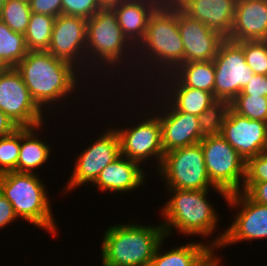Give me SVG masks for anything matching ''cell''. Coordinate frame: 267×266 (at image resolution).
I'll use <instances>...</instances> for the list:
<instances>
[{"label":"cell","mask_w":267,"mask_h":266,"mask_svg":"<svg viewBox=\"0 0 267 266\" xmlns=\"http://www.w3.org/2000/svg\"><path fill=\"white\" fill-rule=\"evenodd\" d=\"M135 51L137 63L133 70L137 69L140 72V74L137 73L138 75L135 74L138 76L135 81L139 79L140 82V79L144 78V82H148L146 80L149 78L151 85L152 80L155 82L157 76L162 77L172 73L184 63V45L178 28V6L172 0H166L150 15L145 37ZM140 59L141 61H139ZM140 65H142L141 70H139ZM147 65L148 70L146 69ZM146 75L150 77H144Z\"/></svg>","instance_id":"obj_1"},{"label":"cell","mask_w":267,"mask_h":266,"mask_svg":"<svg viewBox=\"0 0 267 266\" xmlns=\"http://www.w3.org/2000/svg\"><path fill=\"white\" fill-rule=\"evenodd\" d=\"M15 69L22 76L31 98L43 111L49 106L48 111H51L56 103L71 98L70 95L78 92L82 85L77 76L84 77L82 71L79 72L71 63L54 57L48 51H28Z\"/></svg>","instance_id":"obj_2"},{"label":"cell","mask_w":267,"mask_h":266,"mask_svg":"<svg viewBox=\"0 0 267 266\" xmlns=\"http://www.w3.org/2000/svg\"><path fill=\"white\" fill-rule=\"evenodd\" d=\"M134 49L136 48L123 35L122 30L118 25L116 14L111 7H102L98 12H96L91 18L87 20V71L90 69V71H92V68L94 67V75L100 76L97 69L100 70L102 67L101 71L104 70V75L106 73L108 74H106V77L104 76V78H109L111 77L110 75L116 73L115 70H112L114 67V69H116V71H118L119 73L120 71L123 72L124 70L126 76H130L129 74L134 75L133 73L137 72L136 70H134L135 72L132 71V67H135L134 65L136 64V51ZM89 65H92V68ZM122 66L124 67L123 70ZM130 67L131 69H129ZM109 70L111 72L110 75L108 73ZM125 70L128 71V74H126ZM95 71H97L98 73ZM129 71L131 73H129Z\"/></svg>","instance_id":"obj_3"},{"label":"cell","mask_w":267,"mask_h":266,"mask_svg":"<svg viewBox=\"0 0 267 266\" xmlns=\"http://www.w3.org/2000/svg\"><path fill=\"white\" fill-rule=\"evenodd\" d=\"M156 225L132 221L106 228L101 243L102 265L149 266L158 245L166 237L163 226Z\"/></svg>","instance_id":"obj_4"},{"label":"cell","mask_w":267,"mask_h":266,"mask_svg":"<svg viewBox=\"0 0 267 266\" xmlns=\"http://www.w3.org/2000/svg\"><path fill=\"white\" fill-rule=\"evenodd\" d=\"M209 191L167 189L172 196L161 208L164 221L160 222L166 237L171 236L172 230L188 237L213 235L219 216L209 200Z\"/></svg>","instance_id":"obj_5"},{"label":"cell","mask_w":267,"mask_h":266,"mask_svg":"<svg viewBox=\"0 0 267 266\" xmlns=\"http://www.w3.org/2000/svg\"><path fill=\"white\" fill-rule=\"evenodd\" d=\"M36 173L10 171L0 174V193L11 203L18 217L56 235L48 191Z\"/></svg>","instance_id":"obj_6"},{"label":"cell","mask_w":267,"mask_h":266,"mask_svg":"<svg viewBox=\"0 0 267 266\" xmlns=\"http://www.w3.org/2000/svg\"><path fill=\"white\" fill-rule=\"evenodd\" d=\"M157 169L161 180L166 183L165 189L204 190L211 187L224 200L228 197L224 190L216 188L209 180L200 143L164 153Z\"/></svg>","instance_id":"obj_7"},{"label":"cell","mask_w":267,"mask_h":266,"mask_svg":"<svg viewBox=\"0 0 267 266\" xmlns=\"http://www.w3.org/2000/svg\"><path fill=\"white\" fill-rule=\"evenodd\" d=\"M209 180L227 194L239 192L242 189L246 161L221 136H208L200 141Z\"/></svg>","instance_id":"obj_8"},{"label":"cell","mask_w":267,"mask_h":266,"mask_svg":"<svg viewBox=\"0 0 267 266\" xmlns=\"http://www.w3.org/2000/svg\"><path fill=\"white\" fill-rule=\"evenodd\" d=\"M226 202L237 214L223 233L208 242L211 247L224 248L242 241L267 238V205L256 203L242 191L228 194Z\"/></svg>","instance_id":"obj_9"},{"label":"cell","mask_w":267,"mask_h":266,"mask_svg":"<svg viewBox=\"0 0 267 266\" xmlns=\"http://www.w3.org/2000/svg\"><path fill=\"white\" fill-rule=\"evenodd\" d=\"M213 62L214 97L231 103L253 78L254 72L246 63L243 49L236 42L227 39L220 44Z\"/></svg>","instance_id":"obj_10"},{"label":"cell","mask_w":267,"mask_h":266,"mask_svg":"<svg viewBox=\"0 0 267 266\" xmlns=\"http://www.w3.org/2000/svg\"><path fill=\"white\" fill-rule=\"evenodd\" d=\"M0 110L18 128H32L44 124V111L31 98L22 76L15 68L0 75Z\"/></svg>","instance_id":"obj_11"},{"label":"cell","mask_w":267,"mask_h":266,"mask_svg":"<svg viewBox=\"0 0 267 266\" xmlns=\"http://www.w3.org/2000/svg\"><path fill=\"white\" fill-rule=\"evenodd\" d=\"M83 152L77 155L74 170L71 173L66 193L82 185L93 184L100 172L110 163L114 162L120 155V140L114 127L98 135Z\"/></svg>","instance_id":"obj_12"},{"label":"cell","mask_w":267,"mask_h":266,"mask_svg":"<svg viewBox=\"0 0 267 266\" xmlns=\"http://www.w3.org/2000/svg\"><path fill=\"white\" fill-rule=\"evenodd\" d=\"M152 111L154 113H152ZM145 114L144 120L130 127L114 129L117 131L120 140L121 155L141 165L149 158L156 160L158 168L161 165L164 150L162 147L161 124L155 110ZM153 114V115H150Z\"/></svg>","instance_id":"obj_13"},{"label":"cell","mask_w":267,"mask_h":266,"mask_svg":"<svg viewBox=\"0 0 267 266\" xmlns=\"http://www.w3.org/2000/svg\"><path fill=\"white\" fill-rule=\"evenodd\" d=\"M86 38L87 19L61 14L55 18L47 51L54 57L71 63L79 72L82 70L84 76L89 75L93 72H87ZM84 69L88 74H85Z\"/></svg>","instance_id":"obj_14"},{"label":"cell","mask_w":267,"mask_h":266,"mask_svg":"<svg viewBox=\"0 0 267 266\" xmlns=\"http://www.w3.org/2000/svg\"><path fill=\"white\" fill-rule=\"evenodd\" d=\"M221 136L247 161L267 151V123L253 120L230 108Z\"/></svg>","instance_id":"obj_15"},{"label":"cell","mask_w":267,"mask_h":266,"mask_svg":"<svg viewBox=\"0 0 267 266\" xmlns=\"http://www.w3.org/2000/svg\"><path fill=\"white\" fill-rule=\"evenodd\" d=\"M155 94L157 95L156 99L163 102L161 104L159 101L160 106L157 105V107L158 109L163 108L164 111L160 108V113L156 115L161 124L164 153L200 143L203 138L200 135L198 116L175 110L168 102L166 103V100L164 101L163 95L160 97V93L157 94V91Z\"/></svg>","instance_id":"obj_16"},{"label":"cell","mask_w":267,"mask_h":266,"mask_svg":"<svg viewBox=\"0 0 267 266\" xmlns=\"http://www.w3.org/2000/svg\"><path fill=\"white\" fill-rule=\"evenodd\" d=\"M178 28L184 45V63L213 60L226 39L218 31L189 17L179 7Z\"/></svg>","instance_id":"obj_17"},{"label":"cell","mask_w":267,"mask_h":266,"mask_svg":"<svg viewBox=\"0 0 267 266\" xmlns=\"http://www.w3.org/2000/svg\"><path fill=\"white\" fill-rule=\"evenodd\" d=\"M189 17L227 38L232 30L237 0H172Z\"/></svg>","instance_id":"obj_18"},{"label":"cell","mask_w":267,"mask_h":266,"mask_svg":"<svg viewBox=\"0 0 267 266\" xmlns=\"http://www.w3.org/2000/svg\"><path fill=\"white\" fill-rule=\"evenodd\" d=\"M226 39L267 40V0H237L232 30Z\"/></svg>","instance_id":"obj_19"},{"label":"cell","mask_w":267,"mask_h":266,"mask_svg":"<svg viewBox=\"0 0 267 266\" xmlns=\"http://www.w3.org/2000/svg\"><path fill=\"white\" fill-rule=\"evenodd\" d=\"M162 82H165V84ZM153 83H157V85L159 84V87L157 86L158 89L155 88L157 93L166 95V97L163 96V98L167 100L166 102L179 112H186L188 114L199 116L208 106L217 100L213 93L184 86L172 73L166 74L161 78L157 77V81L152 82V84Z\"/></svg>","instance_id":"obj_20"},{"label":"cell","mask_w":267,"mask_h":266,"mask_svg":"<svg viewBox=\"0 0 267 266\" xmlns=\"http://www.w3.org/2000/svg\"><path fill=\"white\" fill-rule=\"evenodd\" d=\"M164 2L121 0L110 6L116 14L123 35L135 48L145 37L150 15Z\"/></svg>","instance_id":"obj_21"},{"label":"cell","mask_w":267,"mask_h":266,"mask_svg":"<svg viewBox=\"0 0 267 266\" xmlns=\"http://www.w3.org/2000/svg\"><path fill=\"white\" fill-rule=\"evenodd\" d=\"M135 161L120 155L114 162L108 164L92 185L98 190L109 192L136 191L147 180L146 171Z\"/></svg>","instance_id":"obj_22"},{"label":"cell","mask_w":267,"mask_h":266,"mask_svg":"<svg viewBox=\"0 0 267 266\" xmlns=\"http://www.w3.org/2000/svg\"><path fill=\"white\" fill-rule=\"evenodd\" d=\"M43 124L32 128H21L20 154L16 172L37 173L39 167L48 161L51 146L39 139L37 130H42ZM36 132V134H35ZM38 136V137H37Z\"/></svg>","instance_id":"obj_23"},{"label":"cell","mask_w":267,"mask_h":266,"mask_svg":"<svg viewBox=\"0 0 267 266\" xmlns=\"http://www.w3.org/2000/svg\"><path fill=\"white\" fill-rule=\"evenodd\" d=\"M165 237L158 245L149 266H193L195 262L211 247L209 244L188 242L177 248L161 253Z\"/></svg>","instance_id":"obj_24"},{"label":"cell","mask_w":267,"mask_h":266,"mask_svg":"<svg viewBox=\"0 0 267 266\" xmlns=\"http://www.w3.org/2000/svg\"><path fill=\"white\" fill-rule=\"evenodd\" d=\"M172 74L184 86L205 90L214 95L215 67L213 60L183 63Z\"/></svg>","instance_id":"obj_25"},{"label":"cell","mask_w":267,"mask_h":266,"mask_svg":"<svg viewBox=\"0 0 267 266\" xmlns=\"http://www.w3.org/2000/svg\"><path fill=\"white\" fill-rule=\"evenodd\" d=\"M55 18L49 15L31 13L29 25L24 34L28 51L48 50Z\"/></svg>","instance_id":"obj_26"},{"label":"cell","mask_w":267,"mask_h":266,"mask_svg":"<svg viewBox=\"0 0 267 266\" xmlns=\"http://www.w3.org/2000/svg\"><path fill=\"white\" fill-rule=\"evenodd\" d=\"M27 53L24 34L14 32L0 20V60L9 68H15Z\"/></svg>","instance_id":"obj_27"},{"label":"cell","mask_w":267,"mask_h":266,"mask_svg":"<svg viewBox=\"0 0 267 266\" xmlns=\"http://www.w3.org/2000/svg\"><path fill=\"white\" fill-rule=\"evenodd\" d=\"M231 108L226 100H216L198 116V126L202 138L222 134L223 124Z\"/></svg>","instance_id":"obj_28"},{"label":"cell","mask_w":267,"mask_h":266,"mask_svg":"<svg viewBox=\"0 0 267 266\" xmlns=\"http://www.w3.org/2000/svg\"><path fill=\"white\" fill-rule=\"evenodd\" d=\"M31 13L29 0H7L0 8V20L14 32L25 34Z\"/></svg>","instance_id":"obj_29"},{"label":"cell","mask_w":267,"mask_h":266,"mask_svg":"<svg viewBox=\"0 0 267 266\" xmlns=\"http://www.w3.org/2000/svg\"><path fill=\"white\" fill-rule=\"evenodd\" d=\"M231 108L244 117L267 123V97L237 95L231 101Z\"/></svg>","instance_id":"obj_30"},{"label":"cell","mask_w":267,"mask_h":266,"mask_svg":"<svg viewBox=\"0 0 267 266\" xmlns=\"http://www.w3.org/2000/svg\"><path fill=\"white\" fill-rule=\"evenodd\" d=\"M21 128L0 137V174L16 171L20 154Z\"/></svg>","instance_id":"obj_31"},{"label":"cell","mask_w":267,"mask_h":266,"mask_svg":"<svg viewBox=\"0 0 267 266\" xmlns=\"http://www.w3.org/2000/svg\"><path fill=\"white\" fill-rule=\"evenodd\" d=\"M254 74L267 76V40L236 42Z\"/></svg>","instance_id":"obj_32"},{"label":"cell","mask_w":267,"mask_h":266,"mask_svg":"<svg viewBox=\"0 0 267 266\" xmlns=\"http://www.w3.org/2000/svg\"><path fill=\"white\" fill-rule=\"evenodd\" d=\"M102 7L98 0H62V14L87 20Z\"/></svg>","instance_id":"obj_33"},{"label":"cell","mask_w":267,"mask_h":266,"mask_svg":"<svg viewBox=\"0 0 267 266\" xmlns=\"http://www.w3.org/2000/svg\"><path fill=\"white\" fill-rule=\"evenodd\" d=\"M267 181V151H263L246 161L244 183H259Z\"/></svg>","instance_id":"obj_34"},{"label":"cell","mask_w":267,"mask_h":266,"mask_svg":"<svg viewBox=\"0 0 267 266\" xmlns=\"http://www.w3.org/2000/svg\"><path fill=\"white\" fill-rule=\"evenodd\" d=\"M31 12L57 17L62 14V0H29Z\"/></svg>","instance_id":"obj_35"},{"label":"cell","mask_w":267,"mask_h":266,"mask_svg":"<svg viewBox=\"0 0 267 266\" xmlns=\"http://www.w3.org/2000/svg\"><path fill=\"white\" fill-rule=\"evenodd\" d=\"M241 191L256 203L267 205V181L259 183H243Z\"/></svg>","instance_id":"obj_36"},{"label":"cell","mask_w":267,"mask_h":266,"mask_svg":"<svg viewBox=\"0 0 267 266\" xmlns=\"http://www.w3.org/2000/svg\"><path fill=\"white\" fill-rule=\"evenodd\" d=\"M238 95L267 97V76L254 74L250 82Z\"/></svg>","instance_id":"obj_37"},{"label":"cell","mask_w":267,"mask_h":266,"mask_svg":"<svg viewBox=\"0 0 267 266\" xmlns=\"http://www.w3.org/2000/svg\"><path fill=\"white\" fill-rule=\"evenodd\" d=\"M17 218L11 203L0 193V229L2 230Z\"/></svg>","instance_id":"obj_38"},{"label":"cell","mask_w":267,"mask_h":266,"mask_svg":"<svg viewBox=\"0 0 267 266\" xmlns=\"http://www.w3.org/2000/svg\"><path fill=\"white\" fill-rule=\"evenodd\" d=\"M215 249V250H214ZM216 249L220 247H210L196 262L193 266H220L221 259L216 252ZM216 255V256H215Z\"/></svg>","instance_id":"obj_39"},{"label":"cell","mask_w":267,"mask_h":266,"mask_svg":"<svg viewBox=\"0 0 267 266\" xmlns=\"http://www.w3.org/2000/svg\"><path fill=\"white\" fill-rule=\"evenodd\" d=\"M18 127L0 110V137L12 134Z\"/></svg>","instance_id":"obj_40"},{"label":"cell","mask_w":267,"mask_h":266,"mask_svg":"<svg viewBox=\"0 0 267 266\" xmlns=\"http://www.w3.org/2000/svg\"><path fill=\"white\" fill-rule=\"evenodd\" d=\"M103 7H110L113 4L118 3L121 0H98Z\"/></svg>","instance_id":"obj_41"},{"label":"cell","mask_w":267,"mask_h":266,"mask_svg":"<svg viewBox=\"0 0 267 266\" xmlns=\"http://www.w3.org/2000/svg\"><path fill=\"white\" fill-rule=\"evenodd\" d=\"M9 67L6 66L1 60H0V75L3 74Z\"/></svg>","instance_id":"obj_42"},{"label":"cell","mask_w":267,"mask_h":266,"mask_svg":"<svg viewBox=\"0 0 267 266\" xmlns=\"http://www.w3.org/2000/svg\"><path fill=\"white\" fill-rule=\"evenodd\" d=\"M7 0H0V8L6 3Z\"/></svg>","instance_id":"obj_43"},{"label":"cell","mask_w":267,"mask_h":266,"mask_svg":"<svg viewBox=\"0 0 267 266\" xmlns=\"http://www.w3.org/2000/svg\"><path fill=\"white\" fill-rule=\"evenodd\" d=\"M147 1H166V0H147Z\"/></svg>","instance_id":"obj_44"}]
</instances>
